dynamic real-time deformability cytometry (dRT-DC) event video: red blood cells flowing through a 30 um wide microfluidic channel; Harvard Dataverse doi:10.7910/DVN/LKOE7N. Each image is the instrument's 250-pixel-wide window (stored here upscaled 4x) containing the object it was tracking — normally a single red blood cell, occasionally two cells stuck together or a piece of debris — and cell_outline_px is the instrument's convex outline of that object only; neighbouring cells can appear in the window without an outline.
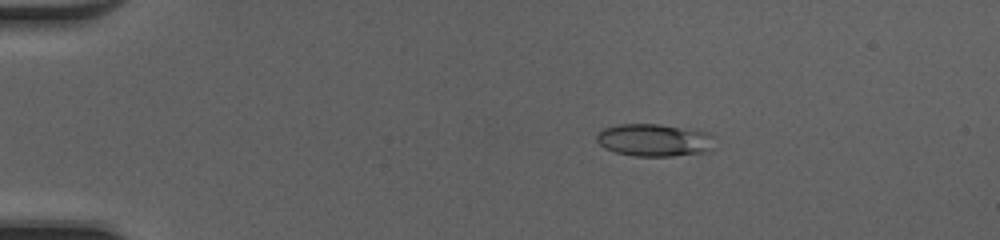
{"species": "common noctule bat (a hibernating species)", "species_latin": "Nyctalus noctula", "temperature_condition": "cold", "stored_images_in_passage": 50, "camera_frame_rate_fps": 3000, "um_per_image_px": 0.085, "animal": {"sex": "female", "body_mass_g": 20.0, "forearm_length_mm": 54.0}, "frame": {"image": 1, "passage_image": 10, "time_ms": 3.0, "image_size_px": [1000, 240], "cell_outline_px": [[712, 136], [708, 152], [672, 156], [636, 156], [616, 152], [604, 148], [596, 140], [596, 136], [604, 128], [616, 124], [660, 124], [708, 132]], "centroid_in_image_um": [55.56, 11.9], "position_along_channel_um": 29.4, "area_um2": 22.14}}
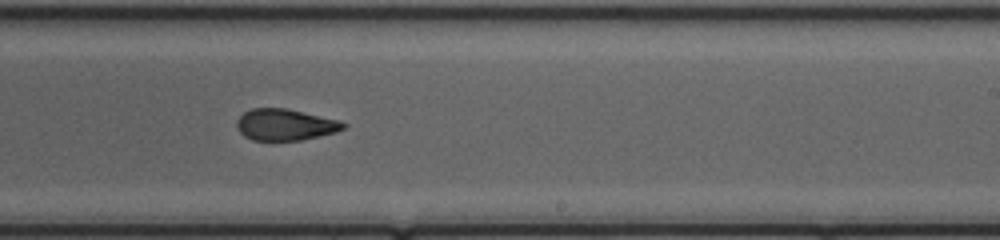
{"frame": {"image": 2, "passage_image": 32, "time_ms": 10.333, "image_size_px": [1000, 240], "cell_outline_px": [[348, 124], [344, 128], [336, 132], [300, 140], [252, 140], [244, 136], [236, 128], [236, 120], [244, 112], [252, 108], [288, 108], [340, 120]], "centroid_in_image_um": [24.24, 10.59], "position_along_channel_um": 264.8, "area_um2": 19.65}}
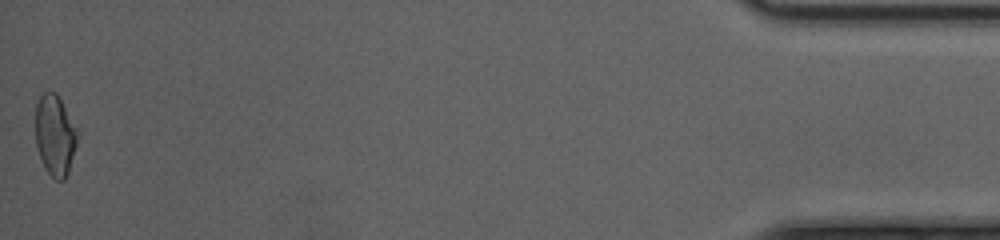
{"frame": {"image": 3, "passage_image": 50, "time_ms": 16.333, "image_size_px": [1000, 240], "cell_outline_px": [[80, 132], [68, 172], [64, 180], [56, 180], [48, 172], [40, 156], [36, 144], [36, 104], [40, 96], [48, 88], [56, 92], [80, 128]], "centroid_in_image_um": [4.72, 11.41], "position_along_channel_um": 430.5, "area_um2": 20.17}, "authors_computed_cell_mechanics": {"area_um2": 20.3456, "velocity_mm_per_s": 4.2401, "shape_relaxation_time_tau1_ms": null, "shape_relaxation_time_tau2_ms": 1.8315, "deformation_change_tau1": null, "deformation_change_tau2": 0.0891}}